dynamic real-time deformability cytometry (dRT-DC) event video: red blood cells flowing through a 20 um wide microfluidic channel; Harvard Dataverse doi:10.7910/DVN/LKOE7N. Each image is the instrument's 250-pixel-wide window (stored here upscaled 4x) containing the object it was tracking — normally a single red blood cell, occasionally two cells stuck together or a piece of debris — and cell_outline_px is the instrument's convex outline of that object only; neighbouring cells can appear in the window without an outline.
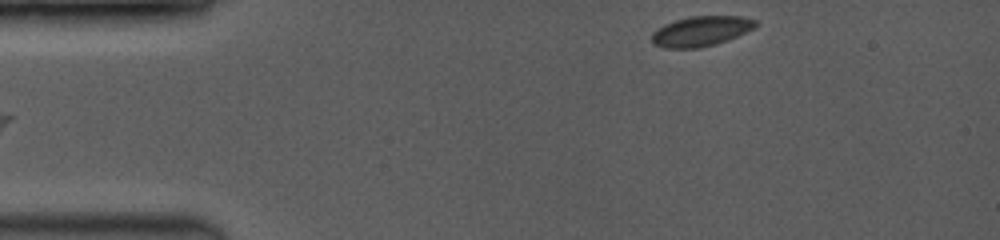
{"species": "common noctule bat (a hibernating species)", "species_latin": "Nyctalus noctula", "temperature_condition": "room temperature", "stored_images_in_passage": 11, "camera_frame_rate_fps": 3500, "um_per_image_px": 0.085, "animal": {"sex": "female", "body_mass_g": 19.0, "forearm_length_mm": 53.3}, "frame": {"image": 1, "passage_image": 11, "time_ms": 5.429, "image_size_px": [1000, 240], "cell_outline_px": [[756, 28], [728, 40], [716, 44], [700, 48], [664, 48], [652, 44], [652, 32], [676, 20], [692, 16], [740, 16], [756, 20]], "centroid_in_image_um": [59.61, 2.66], "position_along_channel_um": 25.4, "area_um2": 18.09}}